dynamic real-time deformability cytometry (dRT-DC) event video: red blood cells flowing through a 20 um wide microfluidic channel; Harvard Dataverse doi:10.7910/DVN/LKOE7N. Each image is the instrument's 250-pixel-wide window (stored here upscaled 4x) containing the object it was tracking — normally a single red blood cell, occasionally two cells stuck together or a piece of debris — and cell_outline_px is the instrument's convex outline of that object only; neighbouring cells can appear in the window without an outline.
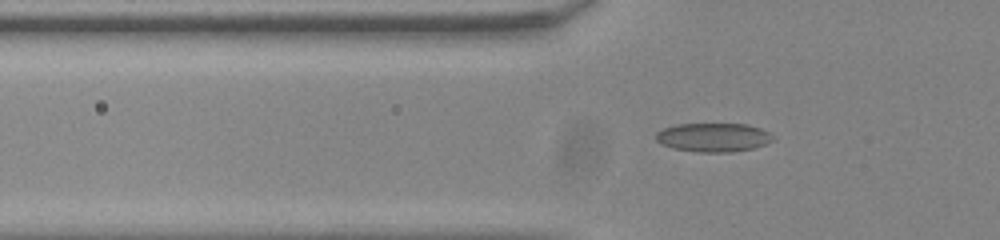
{"species": "common noctule bat (a hibernating species)", "species_latin": "Nyctalus noctula", "temperature_condition": "room temperature", "stored_images_in_passage": 55, "camera_frame_rate_fps": 3000, "um_per_image_px": 0.085, "animal": {"sex": "male", "body_mass_g": 20.0, "forearm_length_mm": 53.3}, "frame": {"image": 1, "passage_image": 20, "time_ms": 6.333, "image_size_px": [1000, 240], "cell_outline_px": [[776, 140], [756, 148], [732, 152], [696, 152], [672, 148], [660, 144], [656, 140], [656, 132], [664, 128], [676, 124], [748, 124], [760, 128], [768, 132]], "centroid_in_image_um": [60.65, 11.68], "position_along_channel_um": 65.2, "area_um2": 19.88}}
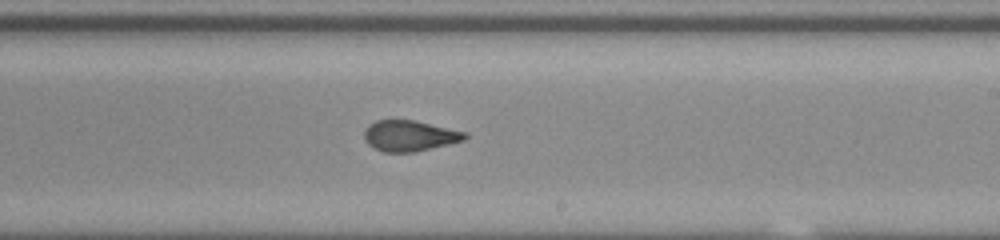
{"frame": {"image": 2, "passage_image": 35, "time_ms": 11.333, "image_size_px": [1000, 240], "cell_outline_px": [[468, 136], [464, 140], [416, 152], [384, 152], [368, 144], [364, 140], [364, 132], [368, 124], [376, 120], [416, 120], [468, 132]], "centroid_in_image_um": [34.83, 11.53], "position_along_channel_um": 254.2, "area_um2": 18.21}}
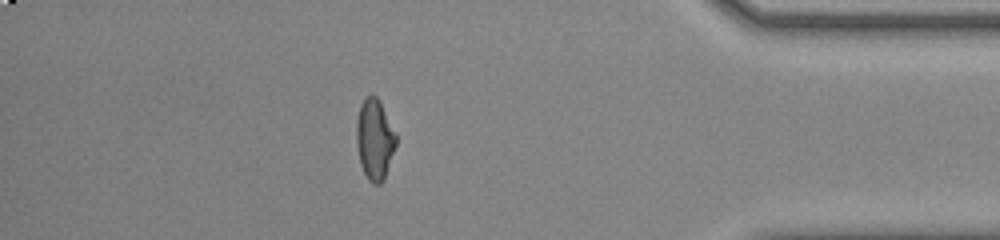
{"frame": {"image": 3, "passage_image": 49, "time_ms": 16.0, "image_size_px": [1000, 240], "cell_outline_px": [[396, 144], [384, 180], [380, 184], [372, 184], [368, 180], [360, 164], [356, 144], [356, 120], [360, 104], [372, 92], [380, 100], [396, 132]], "centroid_in_image_um": [31.84, 11.82], "position_along_channel_um": 403.4, "area_um2": 18.9}}